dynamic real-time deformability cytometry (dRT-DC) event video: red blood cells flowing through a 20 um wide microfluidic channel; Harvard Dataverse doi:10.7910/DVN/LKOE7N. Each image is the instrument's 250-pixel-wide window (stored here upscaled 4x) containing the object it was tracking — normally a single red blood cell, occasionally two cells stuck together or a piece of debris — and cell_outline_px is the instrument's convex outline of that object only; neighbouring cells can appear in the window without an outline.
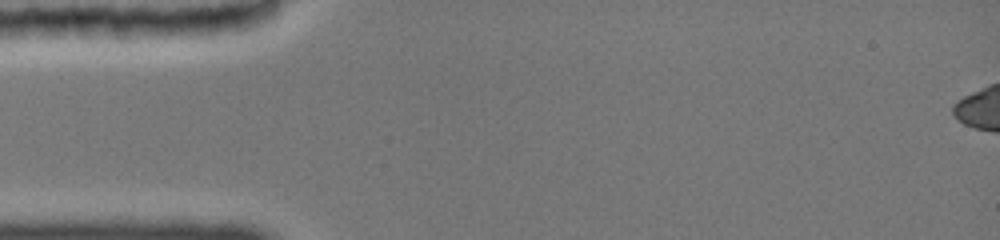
{"species": "common noctule bat (a hibernating species)", "species_latin": "Nyctalus noctula", "temperature_condition": "cold", "stored_images_in_passage": 1, "camera_frame_rate_fps": 3000, "um_per_image_px": 0.085, "animal": {"sex": "female", "body_mass_g": 19.0, "forearm_length_mm": 51.5}, "frame": {"image": 1, "passage_image": 1, "time_ms": 0.0, "image_size_px": [1000, 240], "cell_outline_px": [[140, 20], [136, 24], [116, 36], [64, 36], [20, 24], [28, 20]], "centroid_in_image_um": [7.02, 2.29], "position_along_channel_um": 78.0, "area_um2": 10.58}}